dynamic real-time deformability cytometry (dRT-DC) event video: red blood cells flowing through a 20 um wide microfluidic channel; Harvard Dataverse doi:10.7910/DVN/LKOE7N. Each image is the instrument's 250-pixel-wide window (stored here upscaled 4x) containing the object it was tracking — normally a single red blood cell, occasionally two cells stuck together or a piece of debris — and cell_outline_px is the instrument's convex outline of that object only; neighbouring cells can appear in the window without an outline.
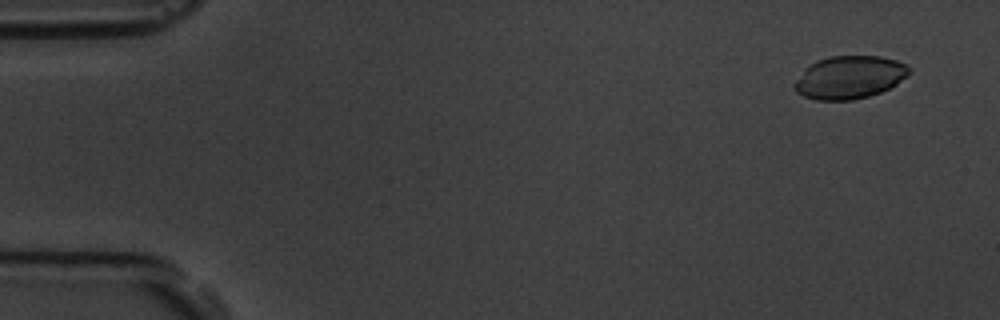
{"species": "common noctule bat (a hibernating species)", "species_latin": "Nyctalus noctula", "temperature_condition": "room temperature", "stored_images_in_passage": 6, "segment_of_instrument_passage": [1, 2], "camera_frame_rate_fps": 3000, "um_per_image_px": 0.085, "animal": {"sex": "male", "body_mass_g": 19.5, "forearm_length_mm": 54.6}, "frame": {"image": 1, "passage_image": 1, "time_ms": 0.0, "image_size_px": [1000, 320], "cell_outline_px": [[908, 76], [896, 84], [880, 92], [868, 96], [852, 100], [816, 100], [804, 96], [796, 92], [792, 84], [804, 68], [808, 64], [816, 60], [828, 56], [880, 56], [896, 60], [904, 64], [908, 68]], "centroid_in_image_um": [72.14, 6.57], "position_along_channel_um": 12.9, "area_um2": 28.73}}